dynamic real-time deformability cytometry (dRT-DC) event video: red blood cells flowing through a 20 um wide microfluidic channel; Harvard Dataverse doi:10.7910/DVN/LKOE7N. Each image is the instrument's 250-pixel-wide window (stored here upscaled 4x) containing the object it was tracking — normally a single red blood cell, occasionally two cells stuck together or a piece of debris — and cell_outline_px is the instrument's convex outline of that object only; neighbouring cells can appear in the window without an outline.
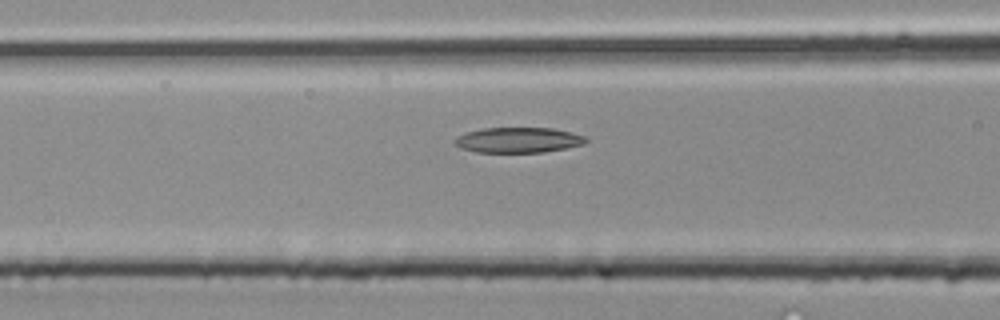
{"species": "common noctule bat (a hibernating species)", "species_latin": "Nyctalus noctula", "temperature_condition": "room temperature", "stored_images_in_passage": 24, "camera_frame_rate_fps": 3000, "um_per_image_px": 0.085, "animal": {"sex": "male", "body_mass_g": 20.4}, "frame": {"image": 1, "passage_image": 6, "time_ms": 1.667, "image_size_px": [1000, 320], "cell_outline_px": [[588, 140], [584, 144], [544, 152], [476, 152], [460, 148], [452, 144], [452, 140], [456, 136], [468, 132], [484, 128], [552, 128], [584, 136]], "centroid_in_image_um": [43.98, 11.91], "position_along_channel_um": 122.6, "area_um2": 19.31}}
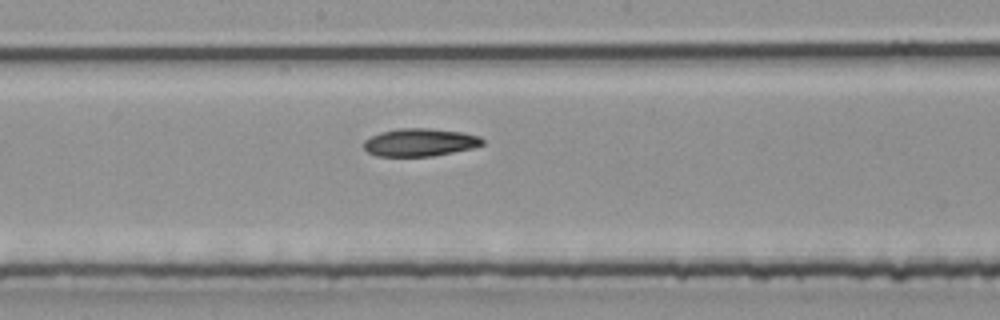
{"frame": {"image": 2, "passage_image": 11, "time_ms": 3.333, "image_size_px": [1000, 320], "cell_outline_px": [[484, 144], [472, 148], [432, 156], [376, 156], [368, 152], [364, 148], [364, 140], [380, 132], [400, 128], [428, 128], [460, 132], [480, 136], [484, 140]], "centroid_in_image_um": [35.68, 12.1], "position_along_channel_um": 212.5, "area_um2": 19.13}}
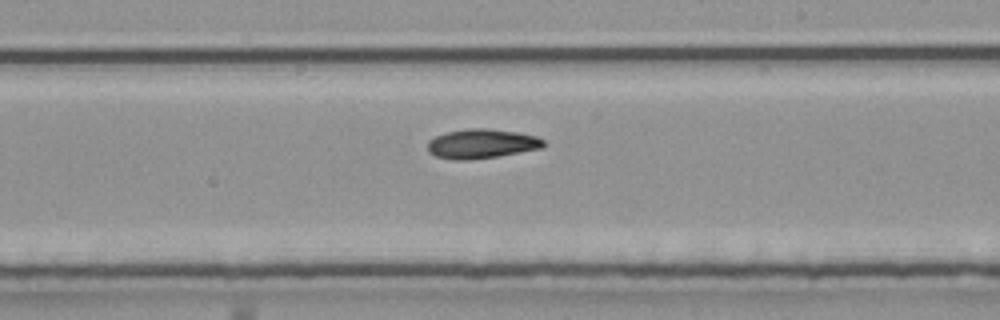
{"frame": {"image": 3, "passage_image": 13, "time_ms": 4.0, "image_size_px": [1000, 320], "cell_outline_px": [[544, 144], [540, 148], [496, 156], [468, 160], [452, 160], [436, 156], [428, 152], [428, 140], [436, 136], [448, 132], [468, 128], [488, 128], [516, 132], [536, 136], [544, 140]], "centroid_in_image_um": [40.89, 12.21], "position_along_channel_um": 248.1, "area_um2": 19.65}}